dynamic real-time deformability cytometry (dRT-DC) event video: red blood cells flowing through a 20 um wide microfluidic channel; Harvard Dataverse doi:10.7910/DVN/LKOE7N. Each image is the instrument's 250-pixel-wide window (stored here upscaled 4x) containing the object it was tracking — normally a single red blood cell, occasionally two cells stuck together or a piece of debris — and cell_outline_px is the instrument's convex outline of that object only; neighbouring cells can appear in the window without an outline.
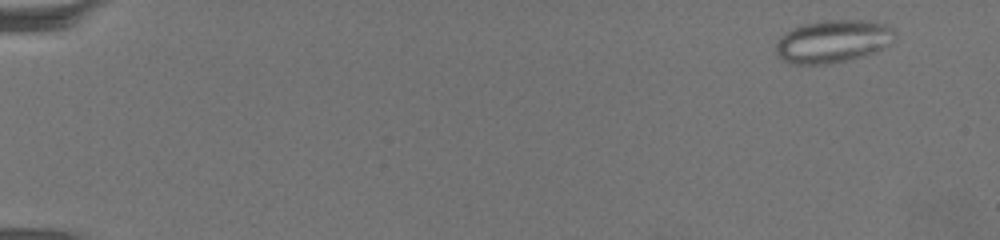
{"species": "common noctule bat (a hibernating species)", "species_latin": "Nyctalus noctula", "temperature_condition": "warm", "stored_images_in_passage": 69, "camera_frame_rate_fps": 3000, "um_per_image_px": 0.085, "animal": {"sex": "female", "body_mass_g": 19.5, "forearm_length_mm": 54.1}, "frame": {"image": 1, "passage_image": 6, "time_ms": 1.667, "image_size_px": [1000, 240], "cell_outline_px": [[892, 44], [876, 52], [844, 60], [824, 64], [796, 64], [780, 60], [776, 52], [776, 40], [780, 36], [792, 28], [804, 24], [824, 20], [868, 20], [888, 24], [892, 28]], "centroid_in_image_um": [70.77, 3.5], "position_along_channel_um": 14.2, "area_um2": 29.59}}
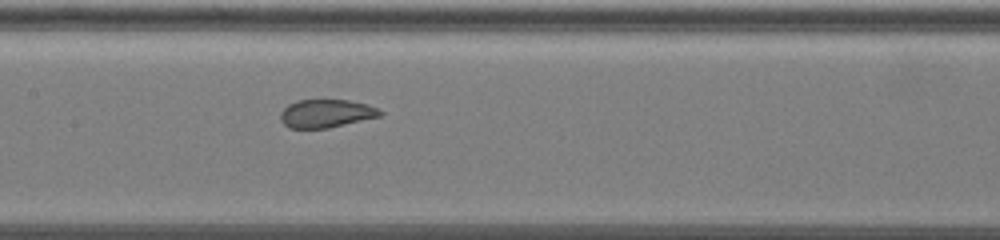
{"frame": {"image": 2, "passage_image": 37, "time_ms": 12.0, "image_size_px": [1000, 240], "cell_outline_px": [[384, 112], [380, 116], [328, 128], [288, 128], [280, 120], [280, 112], [288, 104], [296, 100], [348, 100], [368, 104]], "centroid_in_image_um": [27.69, 9.64], "position_along_channel_um": 179.7, "area_um2": 16.36}}
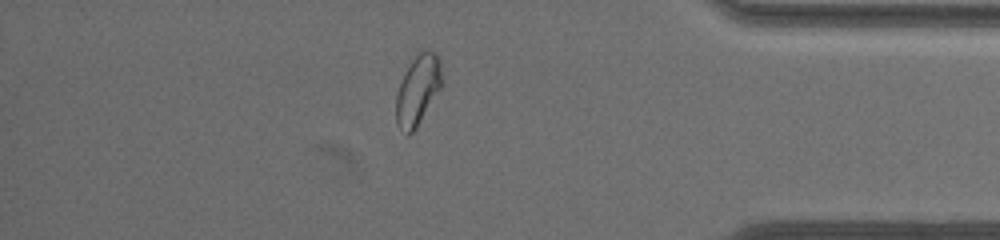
{"frame": {"image": 3, "passage_image": 60, "time_ms": 19.667, "image_size_px": [1000, 240], "cell_outline_px": [[440, 88], [416, 128], [408, 136], [396, 124], [396, 96], [400, 84], [412, 60], [420, 52], [428, 48], [436, 52], [440, 60]], "centroid_in_image_um": [35.5, 7.66], "position_along_channel_um": 399.7, "area_um2": 18.15}, "authors_computed_cell_mechanics": {"area_um2": 19.7098, "velocity_mm_per_s": 3.1791, "shape_relaxation_time_tau1_ms": null, "shape_relaxation_time_tau2_ms": 0.7383, "deformation_change_tau1": null, "deformation_change_tau2": 0.0629}}